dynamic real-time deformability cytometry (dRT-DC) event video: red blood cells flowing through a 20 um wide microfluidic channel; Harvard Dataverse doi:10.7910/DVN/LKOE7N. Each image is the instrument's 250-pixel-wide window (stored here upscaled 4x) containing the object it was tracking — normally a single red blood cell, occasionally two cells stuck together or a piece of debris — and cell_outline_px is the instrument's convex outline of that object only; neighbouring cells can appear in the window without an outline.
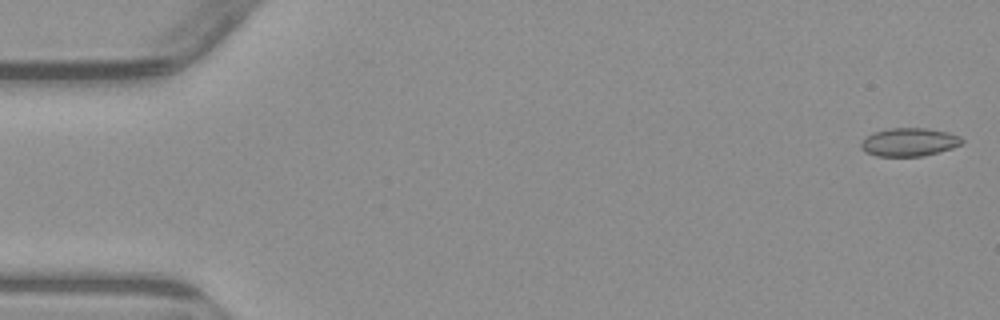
{"species": "common noctule bat (a hibernating species)", "species_latin": "Nyctalus noctula", "temperature_condition": "warm", "stored_images_in_passage": 6, "camera_frame_rate_fps": 3000, "um_per_image_px": 0.085, "animal": {"sex": "male", "body_mass_g": 23.1, "forearm_length_mm": 52.7}, "frame": {"image": 1, "passage_image": 1, "time_ms": 0.0, "image_size_px": [1000, 320], "cell_outline_px": [[964, 140], [960, 144], [952, 148], [924, 156], [876, 156], [864, 152], [860, 148], [860, 140], [872, 132], [888, 128], [928, 128], [948, 132], [960, 136]], "centroid_in_image_um": [77.22, 12.07], "position_along_channel_um": 7.8, "area_um2": 16.88}}
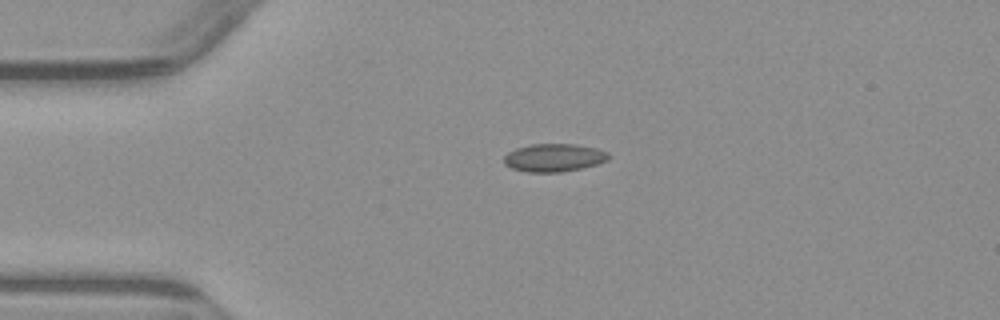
{"frame": {"image": 2, "passage_image": 4, "time_ms": 3.667, "image_size_px": [1000, 320], "cell_outline_px": [[612, 156], [608, 160], [596, 164], [580, 168], [560, 172], [528, 172], [512, 168], [504, 164], [504, 156], [508, 152], [516, 148], [532, 144], [576, 144], [596, 148], [608, 152]], "centroid_in_image_um": [47.1, 13.39], "position_along_channel_um": 37.9, "area_um2": 17.05}}
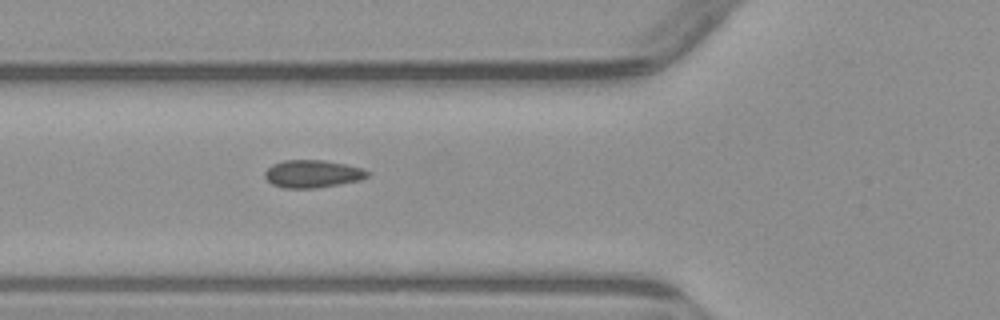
{"frame": {"image": 3, "passage_image": 6, "time_ms": 6.0, "image_size_px": [1000, 320], "cell_outline_px": [[372, 172], [368, 176], [360, 180], [316, 188], [284, 188], [272, 184], [264, 176], [264, 172], [272, 164], [284, 160], [324, 160], [364, 168]], "centroid_in_image_um": [26.58, 14.77], "position_along_channel_um": 99.2, "area_um2": 16.59}}